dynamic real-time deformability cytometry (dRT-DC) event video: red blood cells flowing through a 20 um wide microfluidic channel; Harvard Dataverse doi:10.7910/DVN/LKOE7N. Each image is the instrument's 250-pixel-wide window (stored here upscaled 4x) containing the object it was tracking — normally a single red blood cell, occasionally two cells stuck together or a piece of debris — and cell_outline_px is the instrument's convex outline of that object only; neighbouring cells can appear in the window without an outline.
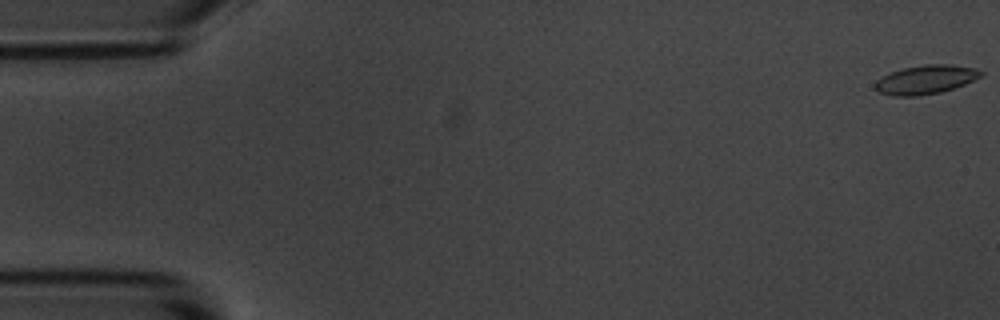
{"species": "common noctule bat (a hibernating species)", "species_latin": "Nyctalus noctula", "temperature_condition": "room temperature", "stored_images_in_passage": 11, "camera_frame_rate_fps": 3000, "um_per_image_px": 0.085, "animal": {"sex": "male", "body_mass_g": 20.1, "forearm_length_mm": 53.5}, "frame": {"image": 1, "passage_image": 1, "time_ms": 0.0, "image_size_px": [1000, 320], "cell_outline_px": [[984, 72], [980, 76], [964, 84], [940, 92], [916, 96], [892, 96], [880, 92], [876, 88], [876, 80], [892, 72], [904, 68], [924, 64], [948, 64], [976, 68]], "centroid_in_image_um": [78.69, 6.76], "position_along_channel_um": 6.3, "area_um2": 17.46}}
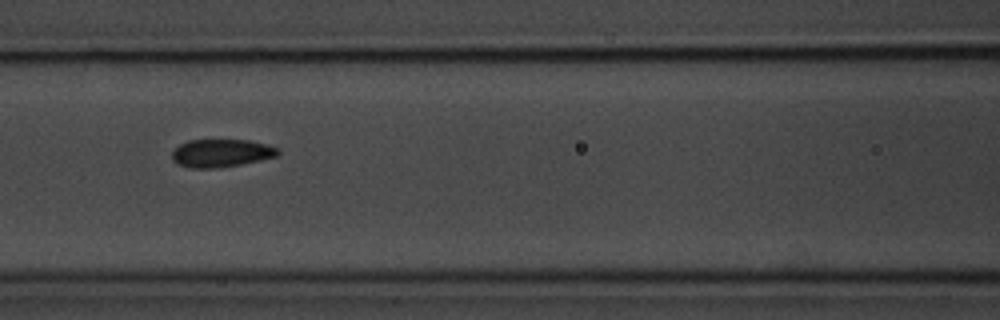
{"frame": {"image": 2, "passage_image": 7, "time_ms": 7.667, "image_size_px": [1000, 320], "cell_outline_px": [[280, 152], [276, 156], [240, 164], [212, 168], [188, 168], [176, 164], [172, 160], [172, 152], [180, 144], [188, 140], [248, 140], [268, 144], [280, 148]], "centroid_in_image_um": [18.79, 13.01], "position_along_channel_um": 147.8, "area_um2": 17.22}}
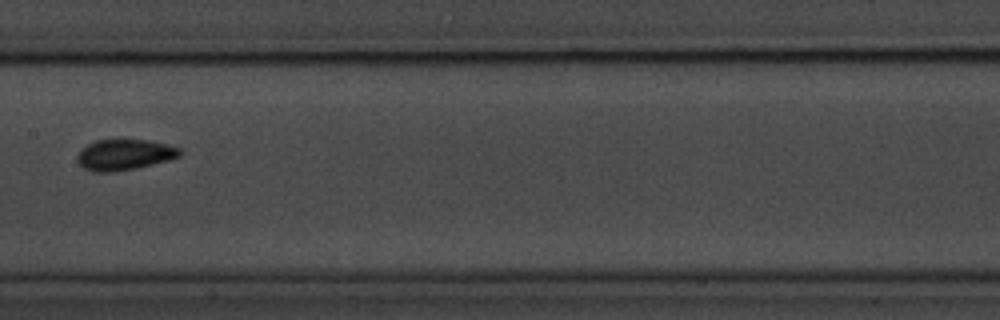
{"frame": {"image": 3, "passage_image": 8, "time_ms": 9.0, "image_size_px": [1000, 320], "cell_outline_px": [[184, 152], [180, 156], [168, 160], [136, 168], [116, 172], [92, 172], [84, 168], [76, 160], [76, 156], [88, 144], [96, 140], [148, 140], [180, 148]], "centroid_in_image_um": [10.58, 13.16], "position_along_channel_um": 196.8, "area_um2": 18.32}}